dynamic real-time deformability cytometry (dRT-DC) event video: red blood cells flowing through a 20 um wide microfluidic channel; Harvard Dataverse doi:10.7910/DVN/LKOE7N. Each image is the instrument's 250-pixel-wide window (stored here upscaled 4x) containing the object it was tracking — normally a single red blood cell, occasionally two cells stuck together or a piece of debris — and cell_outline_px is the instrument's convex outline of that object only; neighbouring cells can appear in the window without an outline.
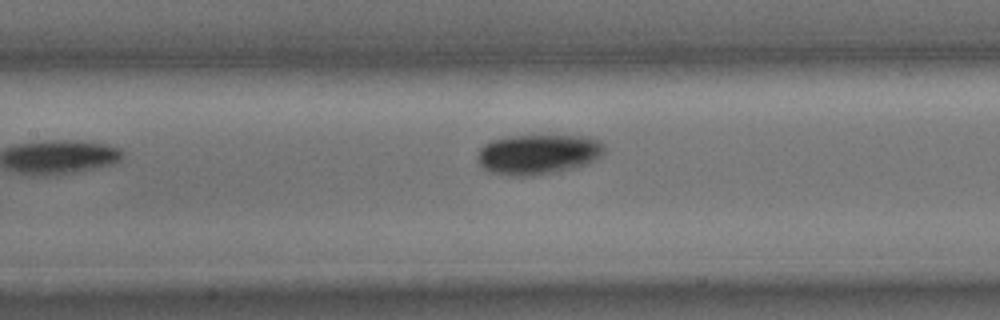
{"species": "common noctule bat (a hibernating species)", "species_latin": "Nyctalus noctula", "temperature_condition": "cold", "stored_images_in_passage": 8, "camera_frame_rate_fps": 3000, "um_per_image_px": 0.085, "animal": {"sex": "male", "body_mass_g": 15.6}, "frame": {"image": 1, "passage_image": 8, "time_ms": 2.333, "image_size_px": [1000, 320], "cell_outline_px": [[604, 152], [600, 156], [588, 164], [572, 168], [532, 176], [508, 176], [492, 172], [484, 168], [476, 160], [476, 152], [484, 144], [492, 140], [512, 136], [592, 136], [600, 140], [604, 144]], "centroid_in_image_um": [45.73, 13.11], "position_along_channel_um": 161.7, "area_um2": 29.77}}